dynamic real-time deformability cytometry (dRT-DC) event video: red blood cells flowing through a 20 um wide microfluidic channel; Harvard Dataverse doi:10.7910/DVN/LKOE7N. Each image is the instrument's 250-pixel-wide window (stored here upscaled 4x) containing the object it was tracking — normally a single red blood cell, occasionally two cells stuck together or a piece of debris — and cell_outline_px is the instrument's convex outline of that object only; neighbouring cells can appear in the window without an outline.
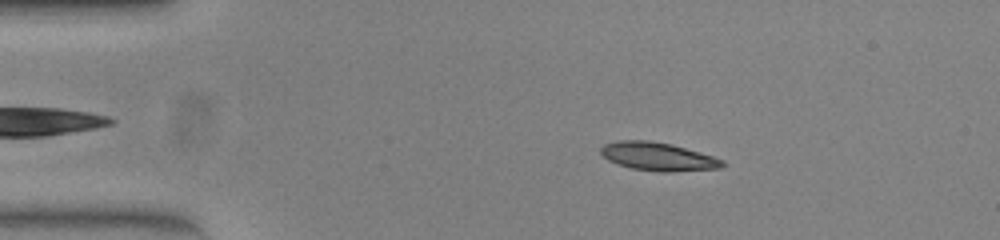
{"species": "common noctule bat (a hibernating species)", "species_latin": "Nyctalus noctula", "temperature_condition": "warm", "stored_images_in_passage": 45, "camera_frame_rate_fps": 3000, "um_per_image_px": 0.085, "animal": {"sex": "female", "body_mass_g": 23.0, "forearm_length_mm": 53.4}, "frame": {"image": 1, "passage_image": 2, "time_ms": 0.333, "image_size_px": [1000, 240], "cell_outline_px": [[724, 164], [720, 168], [668, 172], [664, 172], [632, 168], [608, 160], [600, 152], [600, 148], [604, 144], [620, 140], [648, 140], [668, 144], [684, 148], [712, 156], [724, 160]], "centroid_in_image_um": [55.91, 13.3], "position_along_channel_um": 29.1, "area_um2": 19.59}}
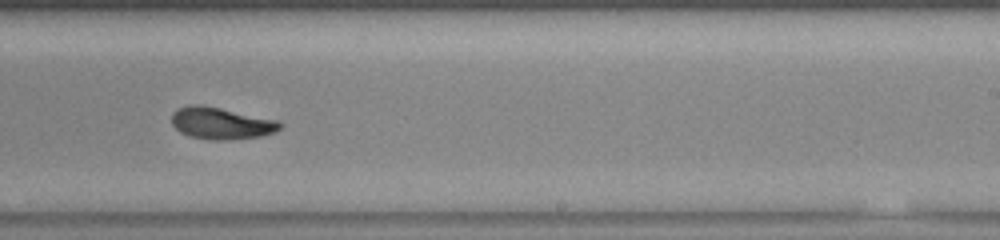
{"frame": {"image": 2, "passage_image": 25, "time_ms": 8.0, "image_size_px": [1000, 240], "cell_outline_px": [[280, 128], [276, 132], [260, 136], [216, 140], [192, 136], [180, 132], [172, 124], [172, 116], [180, 108], [192, 104], [200, 104], [220, 108], [276, 120], [280, 124]], "centroid_in_image_um": [18.79, 10.47], "position_along_channel_um": 270.2, "area_um2": 19.42}}
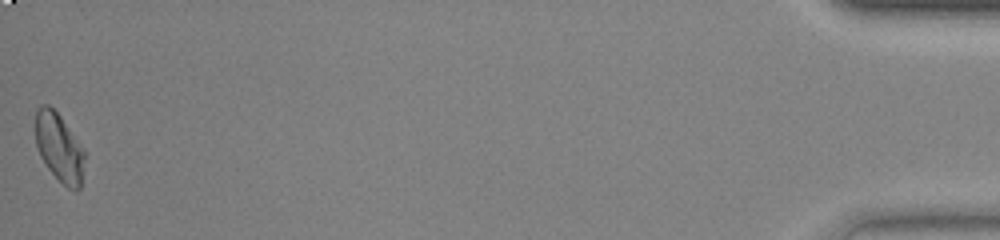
{"frame": {"image": 3, "passage_image": 45, "time_ms": 14.667, "image_size_px": [1000, 240], "cell_outline_px": [[84, 160], [80, 188], [76, 192], [68, 188], [48, 168], [40, 156], [36, 144], [36, 108], [40, 104], [48, 104], [60, 116], [84, 152]], "centroid_in_image_um": [5.0, 12.54], "position_along_channel_um": 430.2, "area_um2": 19.07}, "authors_computed_cell_mechanics": {"area_um2": 19.7676, "velocity_mm_per_s": 3.8999, "shape_relaxation_time_tau1_ms": 5.4812, "shape_relaxation_time_tau2_ms": 4.0125, "deformation_change_tau1": 0.1793, "deformation_change_tau2": 0.0873}}